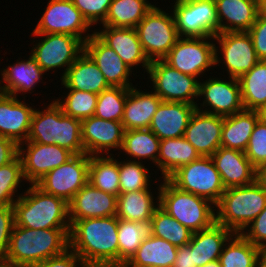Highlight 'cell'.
Instances as JSON below:
<instances>
[{
    "mask_svg": "<svg viewBox=\"0 0 266 267\" xmlns=\"http://www.w3.org/2000/svg\"><path fill=\"white\" fill-rule=\"evenodd\" d=\"M69 221V248L86 267H118L116 215Z\"/></svg>",
    "mask_w": 266,
    "mask_h": 267,
    "instance_id": "6da1fadb",
    "label": "cell"
},
{
    "mask_svg": "<svg viewBox=\"0 0 266 267\" xmlns=\"http://www.w3.org/2000/svg\"><path fill=\"white\" fill-rule=\"evenodd\" d=\"M70 228L31 229L14 224L1 267H28L69 248Z\"/></svg>",
    "mask_w": 266,
    "mask_h": 267,
    "instance_id": "7a4b0ae2",
    "label": "cell"
},
{
    "mask_svg": "<svg viewBox=\"0 0 266 267\" xmlns=\"http://www.w3.org/2000/svg\"><path fill=\"white\" fill-rule=\"evenodd\" d=\"M15 225L31 229L71 228L68 203L29 184L13 204Z\"/></svg>",
    "mask_w": 266,
    "mask_h": 267,
    "instance_id": "3957f363",
    "label": "cell"
},
{
    "mask_svg": "<svg viewBox=\"0 0 266 267\" xmlns=\"http://www.w3.org/2000/svg\"><path fill=\"white\" fill-rule=\"evenodd\" d=\"M160 181L159 206L183 226L194 233L207 229L216 222L215 204L210 200L184 192L167 179L160 180L155 175V182Z\"/></svg>",
    "mask_w": 266,
    "mask_h": 267,
    "instance_id": "277c9868",
    "label": "cell"
},
{
    "mask_svg": "<svg viewBox=\"0 0 266 267\" xmlns=\"http://www.w3.org/2000/svg\"><path fill=\"white\" fill-rule=\"evenodd\" d=\"M266 207V191L255 181L227 188L215 205L216 223L241 234Z\"/></svg>",
    "mask_w": 266,
    "mask_h": 267,
    "instance_id": "5b68a950",
    "label": "cell"
},
{
    "mask_svg": "<svg viewBox=\"0 0 266 267\" xmlns=\"http://www.w3.org/2000/svg\"><path fill=\"white\" fill-rule=\"evenodd\" d=\"M31 35L39 40L33 39L30 43L33 45L30 55L46 73L50 71L56 73L58 69L62 71V74H59L60 80L84 51V43L73 35L58 33H31Z\"/></svg>",
    "mask_w": 266,
    "mask_h": 267,
    "instance_id": "8992f818",
    "label": "cell"
},
{
    "mask_svg": "<svg viewBox=\"0 0 266 267\" xmlns=\"http://www.w3.org/2000/svg\"><path fill=\"white\" fill-rule=\"evenodd\" d=\"M167 180L176 188L204 197L215 205L226 190L211 156H200L178 168Z\"/></svg>",
    "mask_w": 266,
    "mask_h": 267,
    "instance_id": "52a82bcc",
    "label": "cell"
},
{
    "mask_svg": "<svg viewBox=\"0 0 266 267\" xmlns=\"http://www.w3.org/2000/svg\"><path fill=\"white\" fill-rule=\"evenodd\" d=\"M214 44L215 68L219 66L223 69V74L221 72L219 75L239 79L260 61L248 32L218 33L214 37Z\"/></svg>",
    "mask_w": 266,
    "mask_h": 267,
    "instance_id": "ba28073f",
    "label": "cell"
},
{
    "mask_svg": "<svg viewBox=\"0 0 266 267\" xmlns=\"http://www.w3.org/2000/svg\"><path fill=\"white\" fill-rule=\"evenodd\" d=\"M156 4L135 28L150 61L162 60L179 38L170 7L164 11Z\"/></svg>",
    "mask_w": 266,
    "mask_h": 267,
    "instance_id": "9c48e42d",
    "label": "cell"
},
{
    "mask_svg": "<svg viewBox=\"0 0 266 267\" xmlns=\"http://www.w3.org/2000/svg\"><path fill=\"white\" fill-rule=\"evenodd\" d=\"M162 60L181 73L200 80L205 72L215 68L214 37H179Z\"/></svg>",
    "mask_w": 266,
    "mask_h": 267,
    "instance_id": "30bf717a",
    "label": "cell"
},
{
    "mask_svg": "<svg viewBox=\"0 0 266 267\" xmlns=\"http://www.w3.org/2000/svg\"><path fill=\"white\" fill-rule=\"evenodd\" d=\"M171 12L179 37H215L219 22L215 0H174Z\"/></svg>",
    "mask_w": 266,
    "mask_h": 267,
    "instance_id": "8fae6325",
    "label": "cell"
},
{
    "mask_svg": "<svg viewBox=\"0 0 266 267\" xmlns=\"http://www.w3.org/2000/svg\"><path fill=\"white\" fill-rule=\"evenodd\" d=\"M149 86L162 101L196 105L199 79L172 68L163 60L151 61L148 71Z\"/></svg>",
    "mask_w": 266,
    "mask_h": 267,
    "instance_id": "7c38bea8",
    "label": "cell"
},
{
    "mask_svg": "<svg viewBox=\"0 0 266 267\" xmlns=\"http://www.w3.org/2000/svg\"><path fill=\"white\" fill-rule=\"evenodd\" d=\"M209 77H206V80L203 78L199 80L197 102L199 100L202 102L196 103V109L223 117L244 110L240 83L237 78L225 76L222 78L221 75Z\"/></svg>",
    "mask_w": 266,
    "mask_h": 267,
    "instance_id": "4fadbf2b",
    "label": "cell"
},
{
    "mask_svg": "<svg viewBox=\"0 0 266 267\" xmlns=\"http://www.w3.org/2000/svg\"><path fill=\"white\" fill-rule=\"evenodd\" d=\"M42 13L31 33L68 34L79 38L83 43L95 33L71 0H48Z\"/></svg>",
    "mask_w": 266,
    "mask_h": 267,
    "instance_id": "5bb4252c",
    "label": "cell"
},
{
    "mask_svg": "<svg viewBox=\"0 0 266 267\" xmlns=\"http://www.w3.org/2000/svg\"><path fill=\"white\" fill-rule=\"evenodd\" d=\"M89 155L75 154L71 159L49 171L36 185L45 193L69 203L88 182Z\"/></svg>",
    "mask_w": 266,
    "mask_h": 267,
    "instance_id": "9a60e30c",
    "label": "cell"
},
{
    "mask_svg": "<svg viewBox=\"0 0 266 267\" xmlns=\"http://www.w3.org/2000/svg\"><path fill=\"white\" fill-rule=\"evenodd\" d=\"M75 154L58 146L25 141L19 144V156L22 161L26 183L36 184L49 171L62 165Z\"/></svg>",
    "mask_w": 266,
    "mask_h": 267,
    "instance_id": "2e32d148",
    "label": "cell"
},
{
    "mask_svg": "<svg viewBox=\"0 0 266 267\" xmlns=\"http://www.w3.org/2000/svg\"><path fill=\"white\" fill-rule=\"evenodd\" d=\"M81 128L82 144L89 156L114 155L112 152L121 150L125 132L121 122L91 116L81 120Z\"/></svg>",
    "mask_w": 266,
    "mask_h": 267,
    "instance_id": "e0dca14e",
    "label": "cell"
},
{
    "mask_svg": "<svg viewBox=\"0 0 266 267\" xmlns=\"http://www.w3.org/2000/svg\"><path fill=\"white\" fill-rule=\"evenodd\" d=\"M99 26L102 27H98L99 29L94 27L95 34L112 48L133 72L136 69V74L139 73L137 69L140 68L144 69V73L148 71L151 61L143 50L135 28Z\"/></svg>",
    "mask_w": 266,
    "mask_h": 267,
    "instance_id": "ac0fdd59",
    "label": "cell"
},
{
    "mask_svg": "<svg viewBox=\"0 0 266 267\" xmlns=\"http://www.w3.org/2000/svg\"><path fill=\"white\" fill-rule=\"evenodd\" d=\"M84 51L96 63L110 87L131 88L135 86L130 77L132 74L134 77L136 73L95 33L84 42Z\"/></svg>",
    "mask_w": 266,
    "mask_h": 267,
    "instance_id": "d6986e66",
    "label": "cell"
},
{
    "mask_svg": "<svg viewBox=\"0 0 266 267\" xmlns=\"http://www.w3.org/2000/svg\"><path fill=\"white\" fill-rule=\"evenodd\" d=\"M27 95L14 97L0 92V136L18 145L27 140L35 106L26 103ZM24 99V100H23Z\"/></svg>",
    "mask_w": 266,
    "mask_h": 267,
    "instance_id": "ffe728a7",
    "label": "cell"
},
{
    "mask_svg": "<svg viewBox=\"0 0 266 267\" xmlns=\"http://www.w3.org/2000/svg\"><path fill=\"white\" fill-rule=\"evenodd\" d=\"M224 117L196 109L185 130V139L200 156H212L221 147Z\"/></svg>",
    "mask_w": 266,
    "mask_h": 267,
    "instance_id": "44dd1931",
    "label": "cell"
},
{
    "mask_svg": "<svg viewBox=\"0 0 266 267\" xmlns=\"http://www.w3.org/2000/svg\"><path fill=\"white\" fill-rule=\"evenodd\" d=\"M2 69L0 70L2 77L0 79V92L18 98L20 97L18 94L33 93L38 95L34 89L38 83H42L46 79L43 76L47 74L30 54L28 58L22 59L20 57L15 63L13 62L5 68L2 67Z\"/></svg>",
    "mask_w": 266,
    "mask_h": 267,
    "instance_id": "7402d4cb",
    "label": "cell"
},
{
    "mask_svg": "<svg viewBox=\"0 0 266 267\" xmlns=\"http://www.w3.org/2000/svg\"><path fill=\"white\" fill-rule=\"evenodd\" d=\"M69 220L114 216L117 196L97 189L87 182L68 203Z\"/></svg>",
    "mask_w": 266,
    "mask_h": 267,
    "instance_id": "603a6c76",
    "label": "cell"
},
{
    "mask_svg": "<svg viewBox=\"0 0 266 267\" xmlns=\"http://www.w3.org/2000/svg\"><path fill=\"white\" fill-rule=\"evenodd\" d=\"M196 105L162 101L153 115L149 129L160 139L183 137Z\"/></svg>",
    "mask_w": 266,
    "mask_h": 267,
    "instance_id": "cb8c5ba5",
    "label": "cell"
},
{
    "mask_svg": "<svg viewBox=\"0 0 266 267\" xmlns=\"http://www.w3.org/2000/svg\"><path fill=\"white\" fill-rule=\"evenodd\" d=\"M211 158L225 189L249 185L255 181V168L245 152L220 147Z\"/></svg>",
    "mask_w": 266,
    "mask_h": 267,
    "instance_id": "d4e9b609",
    "label": "cell"
},
{
    "mask_svg": "<svg viewBox=\"0 0 266 267\" xmlns=\"http://www.w3.org/2000/svg\"><path fill=\"white\" fill-rule=\"evenodd\" d=\"M219 33L247 32L262 11L261 0H215Z\"/></svg>",
    "mask_w": 266,
    "mask_h": 267,
    "instance_id": "484cf974",
    "label": "cell"
},
{
    "mask_svg": "<svg viewBox=\"0 0 266 267\" xmlns=\"http://www.w3.org/2000/svg\"><path fill=\"white\" fill-rule=\"evenodd\" d=\"M132 86L125 102L124 115L121 123L124 130L147 129L150 126L162 99L151 89L143 91L141 86Z\"/></svg>",
    "mask_w": 266,
    "mask_h": 267,
    "instance_id": "4316f807",
    "label": "cell"
},
{
    "mask_svg": "<svg viewBox=\"0 0 266 267\" xmlns=\"http://www.w3.org/2000/svg\"><path fill=\"white\" fill-rule=\"evenodd\" d=\"M60 81L61 90L65 88L100 94L110 88L96 63L85 51L77 57Z\"/></svg>",
    "mask_w": 266,
    "mask_h": 267,
    "instance_id": "83f0119b",
    "label": "cell"
},
{
    "mask_svg": "<svg viewBox=\"0 0 266 267\" xmlns=\"http://www.w3.org/2000/svg\"><path fill=\"white\" fill-rule=\"evenodd\" d=\"M156 185L157 187L153 190L157 189V192L152 191V187H150L145 190L120 193L117 196V218L135 222H150L154 210L159 206L160 184L156 183Z\"/></svg>",
    "mask_w": 266,
    "mask_h": 267,
    "instance_id": "f1b7e54d",
    "label": "cell"
},
{
    "mask_svg": "<svg viewBox=\"0 0 266 267\" xmlns=\"http://www.w3.org/2000/svg\"><path fill=\"white\" fill-rule=\"evenodd\" d=\"M234 233L216 222L209 228L194 232L189 242L194 264L202 267L219 260L223 247Z\"/></svg>",
    "mask_w": 266,
    "mask_h": 267,
    "instance_id": "f546056e",
    "label": "cell"
},
{
    "mask_svg": "<svg viewBox=\"0 0 266 267\" xmlns=\"http://www.w3.org/2000/svg\"><path fill=\"white\" fill-rule=\"evenodd\" d=\"M178 247L151 235L143 240L131 259L123 267H172Z\"/></svg>",
    "mask_w": 266,
    "mask_h": 267,
    "instance_id": "4dcf8cb0",
    "label": "cell"
},
{
    "mask_svg": "<svg viewBox=\"0 0 266 267\" xmlns=\"http://www.w3.org/2000/svg\"><path fill=\"white\" fill-rule=\"evenodd\" d=\"M259 120L258 111L245 109L224 117L221 147L245 152L253 129Z\"/></svg>",
    "mask_w": 266,
    "mask_h": 267,
    "instance_id": "1f68e13d",
    "label": "cell"
},
{
    "mask_svg": "<svg viewBox=\"0 0 266 267\" xmlns=\"http://www.w3.org/2000/svg\"><path fill=\"white\" fill-rule=\"evenodd\" d=\"M200 157L195 148L185 137L160 140L159 155L157 158L158 178L167 179L178 168L197 160Z\"/></svg>",
    "mask_w": 266,
    "mask_h": 267,
    "instance_id": "d6a6232c",
    "label": "cell"
},
{
    "mask_svg": "<svg viewBox=\"0 0 266 267\" xmlns=\"http://www.w3.org/2000/svg\"><path fill=\"white\" fill-rule=\"evenodd\" d=\"M159 149L160 139L149 128L134 129L124 132L123 145L120 153H125L126 160L148 162L149 165L153 163V166L157 168ZM149 161L152 162L150 163Z\"/></svg>",
    "mask_w": 266,
    "mask_h": 267,
    "instance_id": "836d02e7",
    "label": "cell"
},
{
    "mask_svg": "<svg viewBox=\"0 0 266 267\" xmlns=\"http://www.w3.org/2000/svg\"><path fill=\"white\" fill-rule=\"evenodd\" d=\"M88 182L99 190L119 196V159L115 155L89 156Z\"/></svg>",
    "mask_w": 266,
    "mask_h": 267,
    "instance_id": "e575fe53",
    "label": "cell"
},
{
    "mask_svg": "<svg viewBox=\"0 0 266 267\" xmlns=\"http://www.w3.org/2000/svg\"><path fill=\"white\" fill-rule=\"evenodd\" d=\"M151 3L149 0H112L102 25L114 28H136L153 8L154 3Z\"/></svg>",
    "mask_w": 266,
    "mask_h": 267,
    "instance_id": "d590c367",
    "label": "cell"
},
{
    "mask_svg": "<svg viewBox=\"0 0 266 267\" xmlns=\"http://www.w3.org/2000/svg\"><path fill=\"white\" fill-rule=\"evenodd\" d=\"M238 80L245 110L259 111L266 106V61L260 60Z\"/></svg>",
    "mask_w": 266,
    "mask_h": 267,
    "instance_id": "8d00e7d4",
    "label": "cell"
},
{
    "mask_svg": "<svg viewBox=\"0 0 266 267\" xmlns=\"http://www.w3.org/2000/svg\"><path fill=\"white\" fill-rule=\"evenodd\" d=\"M118 267H123L143 240L152 235L151 222L118 219Z\"/></svg>",
    "mask_w": 266,
    "mask_h": 267,
    "instance_id": "74e56055",
    "label": "cell"
},
{
    "mask_svg": "<svg viewBox=\"0 0 266 267\" xmlns=\"http://www.w3.org/2000/svg\"><path fill=\"white\" fill-rule=\"evenodd\" d=\"M261 248L254 246L242 234L234 233L219 256L221 267H256Z\"/></svg>",
    "mask_w": 266,
    "mask_h": 267,
    "instance_id": "f35d334b",
    "label": "cell"
},
{
    "mask_svg": "<svg viewBox=\"0 0 266 267\" xmlns=\"http://www.w3.org/2000/svg\"><path fill=\"white\" fill-rule=\"evenodd\" d=\"M152 235L162 238L176 247H181L190 242L193 232L179 223L164 209L158 206L150 220Z\"/></svg>",
    "mask_w": 266,
    "mask_h": 267,
    "instance_id": "ab89813d",
    "label": "cell"
},
{
    "mask_svg": "<svg viewBox=\"0 0 266 267\" xmlns=\"http://www.w3.org/2000/svg\"><path fill=\"white\" fill-rule=\"evenodd\" d=\"M45 104H42L41 110L35 108L26 141L56 145V103L51 100V103Z\"/></svg>",
    "mask_w": 266,
    "mask_h": 267,
    "instance_id": "60d3db41",
    "label": "cell"
},
{
    "mask_svg": "<svg viewBox=\"0 0 266 267\" xmlns=\"http://www.w3.org/2000/svg\"><path fill=\"white\" fill-rule=\"evenodd\" d=\"M60 97L54 96V102L65 115L83 120L94 116L98 94L80 90H67Z\"/></svg>",
    "mask_w": 266,
    "mask_h": 267,
    "instance_id": "b9f144b4",
    "label": "cell"
},
{
    "mask_svg": "<svg viewBox=\"0 0 266 267\" xmlns=\"http://www.w3.org/2000/svg\"><path fill=\"white\" fill-rule=\"evenodd\" d=\"M23 181L26 182L19 155L8 164L0 166V206H13L25 191L20 189L25 184ZM19 190H23L22 193Z\"/></svg>",
    "mask_w": 266,
    "mask_h": 267,
    "instance_id": "7bdbcfd3",
    "label": "cell"
},
{
    "mask_svg": "<svg viewBox=\"0 0 266 267\" xmlns=\"http://www.w3.org/2000/svg\"><path fill=\"white\" fill-rule=\"evenodd\" d=\"M56 145L74 154H84L81 120L65 115L56 104Z\"/></svg>",
    "mask_w": 266,
    "mask_h": 267,
    "instance_id": "ee69618b",
    "label": "cell"
},
{
    "mask_svg": "<svg viewBox=\"0 0 266 267\" xmlns=\"http://www.w3.org/2000/svg\"><path fill=\"white\" fill-rule=\"evenodd\" d=\"M145 164L144 162L130 161L124 158L119 161L120 193L145 190L149 189L151 185H155V182L151 179V174L154 173H150L149 164L147 166Z\"/></svg>",
    "mask_w": 266,
    "mask_h": 267,
    "instance_id": "f6af8a7d",
    "label": "cell"
},
{
    "mask_svg": "<svg viewBox=\"0 0 266 267\" xmlns=\"http://www.w3.org/2000/svg\"><path fill=\"white\" fill-rule=\"evenodd\" d=\"M130 88L110 87L98 94L94 116L108 121H122Z\"/></svg>",
    "mask_w": 266,
    "mask_h": 267,
    "instance_id": "bcb514c9",
    "label": "cell"
},
{
    "mask_svg": "<svg viewBox=\"0 0 266 267\" xmlns=\"http://www.w3.org/2000/svg\"><path fill=\"white\" fill-rule=\"evenodd\" d=\"M245 154L255 169L266 164V124L261 120L253 129Z\"/></svg>",
    "mask_w": 266,
    "mask_h": 267,
    "instance_id": "7dc6e473",
    "label": "cell"
},
{
    "mask_svg": "<svg viewBox=\"0 0 266 267\" xmlns=\"http://www.w3.org/2000/svg\"><path fill=\"white\" fill-rule=\"evenodd\" d=\"M91 26L101 25L108 14L112 0H71Z\"/></svg>",
    "mask_w": 266,
    "mask_h": 267,
    "instance_id": "c3c4849f",
    "label": "cell"
},
{
    "mask_svg": "<svg viewBox=\"0 0 266 267\" xmlns=\"http://www.w3.org/2000/svg\"><path fill=\"white\" fill-rule=\"evenodd\" d=\"M14 224L13 206H0V262L7 254Z\"/></svg>",
    "mask_w": 266,
    "mask_h": 267,
    "instance_id": "681fc988",
    "label": "cell"
},
{
    "mask_svg": "<svg viewBox=\"0 0 266 267\" xmlns=\"http://www.w3.org/2000/svg\"><path fill=\"white\" fill-rule=\"evenodd\" d=\"M252 39L259 60L266 61V14L260 12L255 23L247 31Z\"/></svg>",
    "mask_w": 266,
    "mask_h": 267,
    "instance_id": "f907efd6",
    "label": "cell"
},
{
    "mask_svg": "<svg viewBox=\"0 0 266 267\" xmlns=\"http://www.w3.org/2000/svg\"><path fill=\"white\" fill-rule=\"evenodd\" d=\"M241 234L254 246L266 247V207Z\"/></svg>",
    "mask_w": 266,
    "mask_h": 267,
    "instance_id": "816d5d0a",
    "label": "cell"
},
{
    "mask_svg": "<svg viewBox=\"0 0 266 267\" xmlns=\"http://www.w3.org/2000/svg\"><path fill=\"white\" fill-rule=\"evenodd\" d=\"M28 267H86V265L74 251L68 248L62 254Z\"/></svg>",
    "mask_w": 266,
    "mask_h": 267,
    "instance_id": "f5cc1de1",
    "label": "cell"
},
{
    "mask_svg": "<svg viewBox=\"0 0 266 267\" xmlns=\"http://www.w3.org/2000/svg\"><path fill=\"white\" fill-rule=\"evenodd\" d=\"M19 155V145L9 138L0 136V166L13 161Z\"/></svg>",
    "mask_w": 266,
    "mask_h": 267,
    "instance_id": "db71d44e",
    "label": "cell"
},
{
    "mask_svg": "<svg viewBox=\"0 0 266 267\" xmlns=\"http://www.w3.org/2000/svg\"><path fill=\"white\" fill-rule=\"evenodd\" d=\"M172 267H197L194 264L193 252L189 243L178 247L176 259Z\"/></svg>",
    "mask_w": 266,
    "mask_h": 267,
    "instance_id": "11a10c76",
    "label": "cell"
},
{
    "mask_svg": "<svg viewBox=\"0 0 266 267\" xmlns=\"http://www.w3.org/2000/svg\"><path fill=\"white\" fill-rule=\"evenodd\" d=\"M255 182L266 191V164L255 169Z\"/></svg>",
    "mask_w": 266,
    "mask_h": 267,
    "instance_id": "9f6ffc18",
    "label": "cell"
},
{
    "mask_svg": "<svg viewBox=\"0 0 266 267\" xmlns=\"http://www.w3.org/2000/svg\"><path fill=\"white\" fill-rule=\"evenodd\" d=\"M256 267H266V247L261 248Z\"/></svg>",
    "mask_w": 266,
    "mask_h": 267,
    "instance_id": "6f0895ef",
    "label": "cell"
},
{
    "mask_svg": "<svg viewBox=\"0 0 266 267\" xmlns=\"http://www.w3.org/2000/svg\"><path fill=\"white\" fill-rule=\"evenodd\" d=\"M260 120L266 124V106L262 107L259 111Z\"/></svg>",
    "mask_w": 266,
    "mask_h": 267,
    "instance_id": "680465c9",
    "label": "cell"
},
{
    "mask_svg": "<svg viewBox=\"0 0 266 267\" xmlns=\"http://www.w3.org/2000/svg\"><path fill=\"white\" fill-rule=\"evenodd\" d=\"M202 267H221V265H220L219 261L216 260V261L209 262Z\"/></svg>",
    "mask_w": 266,
    "mask_h": 267,
    "instance_id": "91938a15",
    "label": "cell"
},
{
    "mask_svg": "<svg viewBox=\"0 0 266 267\" xmlns=\"http://www.w3.org/2000/svg\"><path fill=\"white\" fill-rule=\"evenodd\" d=\"M261 9L266 14V0H261Z\"/></svg>",
    "mask_w": 266,
    "mask_h": 267,
    "instance_id": "94428289",
    "label": "cell"
}]
</instances>
